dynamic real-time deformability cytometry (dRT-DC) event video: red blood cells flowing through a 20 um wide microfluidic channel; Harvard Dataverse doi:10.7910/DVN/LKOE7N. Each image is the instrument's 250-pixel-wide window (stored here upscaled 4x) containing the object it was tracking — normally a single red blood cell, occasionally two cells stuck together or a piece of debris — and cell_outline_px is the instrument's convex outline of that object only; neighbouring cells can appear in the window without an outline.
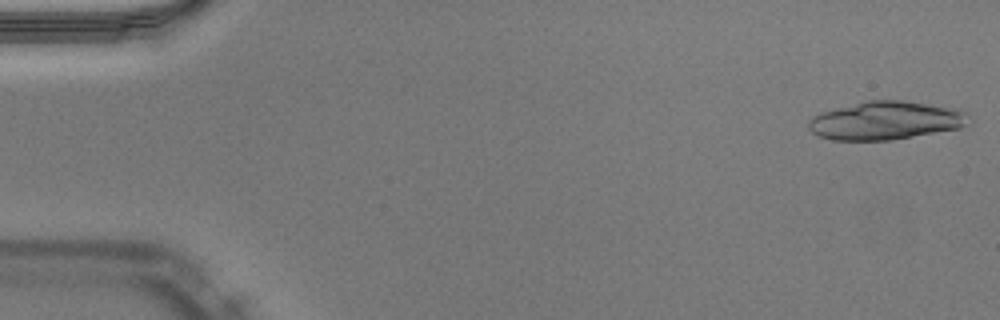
{"species": "Egyptian fruit bat (a non-hibernating species)", "species_latin": "Rousettus aegyptiacus", "temperature_condition": "warm", "stored_images_in_passage": 17, "camera_frame_rate_fps": 3000, "um_per_image_px": 0.085, "animal": {"sex": "male"}, "frame": {"image": 1, "passage_image": 1, "time_ms": 0.0, "image_size_px": [1000, 320], "cell_outline_px": [[972, 124], [960, 128], [892, 140], [832, 140], [820, 136], [812, 132], [808, 128], [808, 120], [812, 116], [820, 112], [868, 100], [904, 100], [960, 108], [968, 112], [972, 120]], "centroid_in_image_um": [75.37, 10.24], "position_along_channel_um": 9.6, "area_um2": 36.36}}